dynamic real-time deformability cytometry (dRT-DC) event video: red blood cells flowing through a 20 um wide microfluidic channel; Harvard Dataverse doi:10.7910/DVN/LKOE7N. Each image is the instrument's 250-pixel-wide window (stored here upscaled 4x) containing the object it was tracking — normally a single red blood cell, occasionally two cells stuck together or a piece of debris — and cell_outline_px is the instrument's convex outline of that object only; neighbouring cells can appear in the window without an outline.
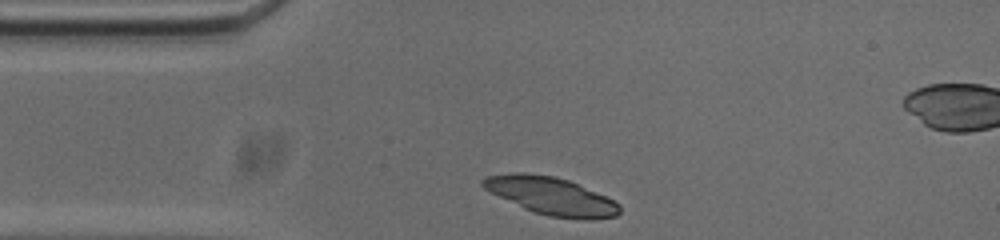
{"species": "common noctule bat (a hibernating species)", "species_latin": "Nyctalus noctula", "temperature_condition": "cold", "stored_images_in_passage": 32, "camera_frame_rate_fps": 3000, "um_per_image_px": 0.085, "animal": {"sex": "male", "body_mass_g": 20.0, "forearm_length_mm": 53.3}, "frame": {"image": 1, "passage_image": 1, "time_ms": 0.0, "image_size_px": [1000, 240], "cell_outline_px": [[620, 212], [616, 216], [592, 220], [588, 220], [548, 216], [532, 212], [484, 188], [480, 184], [480, 180], [484, 176], [512, 172], [524, 172], [552, 176], [568, 180], [596, 192], [620, 204]], "centroid_in_image_um": [46.83, 16.65], "position_along_channel_um": 38.2, "area_um2": 29.82}}
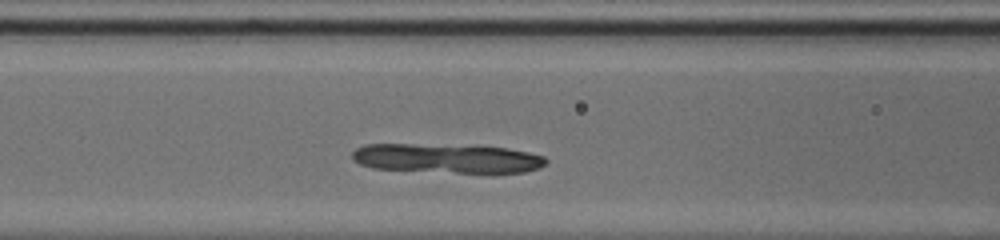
{"frame": {"image": 2, "passage_image": 10, "time_ms": 3.0, "image_size_px": [1000, 240], "cell_outline_px": [[548, 160], [540, 168], [524, 172], [456, 172], [372, 168], [360, 164], [352, 160], [352, 152], [356, 148], [364, 144], [412, 144], [508, 148], [528, 152], [544, 156]], "centroid_in_image_um": [37.96, 13.46], "position_along_channel_um": 128.6, "area_um2": 32.54}}